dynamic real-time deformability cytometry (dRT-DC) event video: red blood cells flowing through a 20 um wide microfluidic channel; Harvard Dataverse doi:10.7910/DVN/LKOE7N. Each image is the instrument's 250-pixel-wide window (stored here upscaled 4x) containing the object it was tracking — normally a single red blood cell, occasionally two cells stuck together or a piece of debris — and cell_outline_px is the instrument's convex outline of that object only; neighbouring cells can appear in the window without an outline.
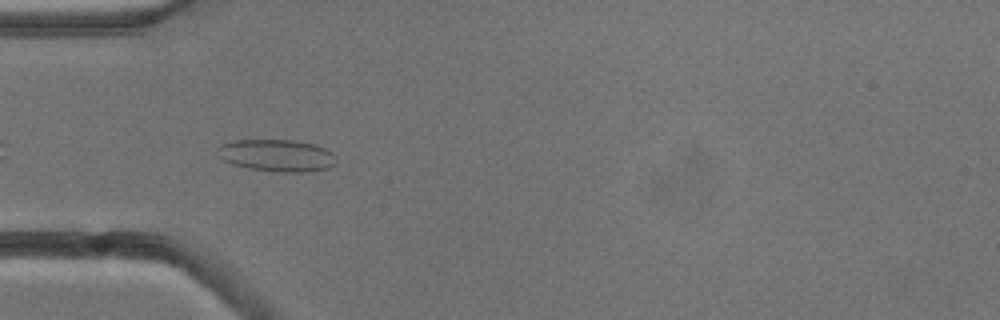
{"species": "common noctule bat (a hibernating species)", "species_latin": "Nyctalus noctula", "temperature_condition": "cold", "stored_images_in_passage": 6, "camera_frame_rate_fps": 3000, "um_per_image_px": 0.085, "animal": {"sex": "male", "body_mass_g": 13.3}, "frame": {"image": 1, "passage_image": 4, "time_ms": 3.333, "image_size_px": [1000, 320], "cell_outline_px": [[336, 164], [328, 168], [308, 172], [280, 172], [248, 168], [232, 164], [224, 160], [220, 156], [216, 148], [220, 144], [232, 140], [292, 140], [312, 144], [324, 148], [332, 152], [336, 156]], "centroid_in_image_um": [23.53, 13.21], "position_along_channel_um": 61.5, "area_um2": 22.25}}
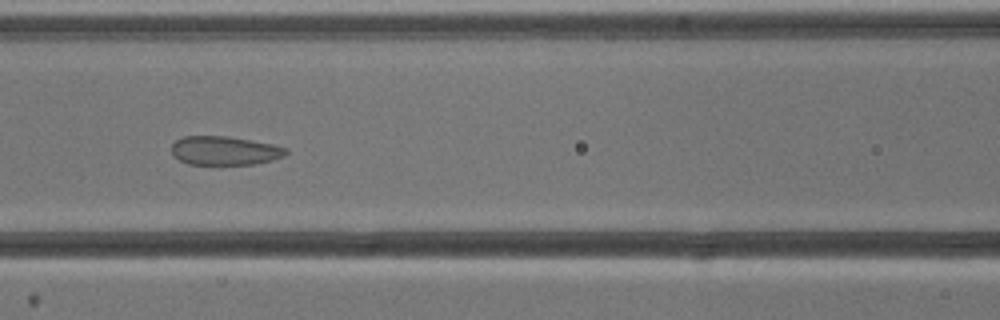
{"frame": {"image": 2, "passage_image": 6, "time_ms": 5.667, "image_size_px": [1000, 320], "cell_outline_px": [[288, 152], [284, 156], [272, 160], [256, 164], [188, 164], [172, 156], [172, 144], [176, 140], [184, 136], [228, 136], [272, 144], [288, 148]], "centroid_in_image_um": [19.09, 12.8], "position_along_channel_um": 147.5, "area_um2": 19.25}}